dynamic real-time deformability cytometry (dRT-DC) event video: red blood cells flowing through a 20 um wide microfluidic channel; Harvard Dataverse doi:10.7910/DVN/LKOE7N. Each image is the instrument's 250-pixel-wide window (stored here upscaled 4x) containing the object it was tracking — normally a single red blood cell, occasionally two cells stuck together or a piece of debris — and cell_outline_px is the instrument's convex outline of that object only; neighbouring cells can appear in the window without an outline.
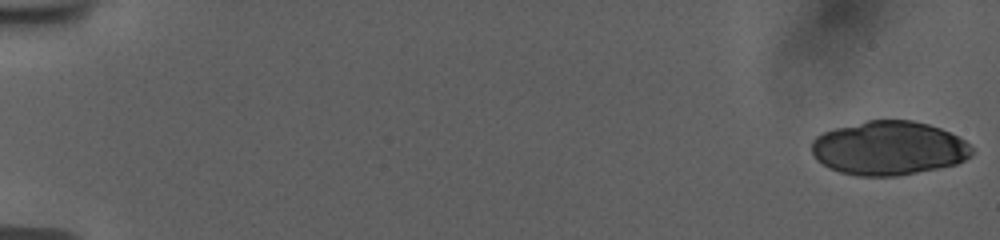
{"species": "human", "species_latin": "Homo sapiens", "temperature_condition": "room temperature", "stored_images_in_passage": 24, "camera_frame_rate_fps": 3000, "um_per_image_px": 0.085, "donor": {"sex": "female"}, "frame": {"image": 1, "passage_image": 1, "time_ms": 0.0, "image_size_px": [1000, 240], "cell_outline_px": [[972, 156], [956, 164], [896, 176], [860, 176], [840, 172], [828, 168], [816, 160], [812, 152], [812, 140], [816, 136], [824, 132], [836, 128], [868, 120], [912, 120], [928, 124], [940, 128], [964, 140], [972, 148]], "centroid_in_image_um": [75.52, 12.59], "position_along_channel_um": 9.5, "area_um2": 50.17}}
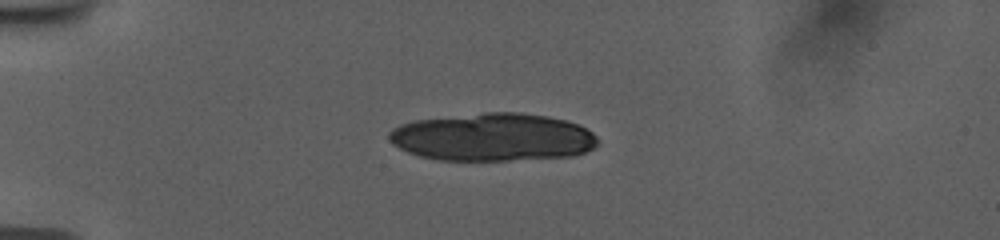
{"frame": {"image": 2, "passage_image": 15, "time_ms": 4.667, "image_size_px": [1000, 240], "cell_outline_px": [[596, 144], [592, 148], [584, 152], [572, 156], [508, 160], [440, 160], [420, 156], [408, 152], [392, 144], [388, 136], [388, 132], [392, 128], [400, 124], [416, 120], [484, 112], [520, 112], [548, 116], [580, 124], [592, 132], [596, 136]], "centroid_in_image_um": [41.87, 11.65], "position_along_channel_um": 43.1, "area_um2": 58.2}}